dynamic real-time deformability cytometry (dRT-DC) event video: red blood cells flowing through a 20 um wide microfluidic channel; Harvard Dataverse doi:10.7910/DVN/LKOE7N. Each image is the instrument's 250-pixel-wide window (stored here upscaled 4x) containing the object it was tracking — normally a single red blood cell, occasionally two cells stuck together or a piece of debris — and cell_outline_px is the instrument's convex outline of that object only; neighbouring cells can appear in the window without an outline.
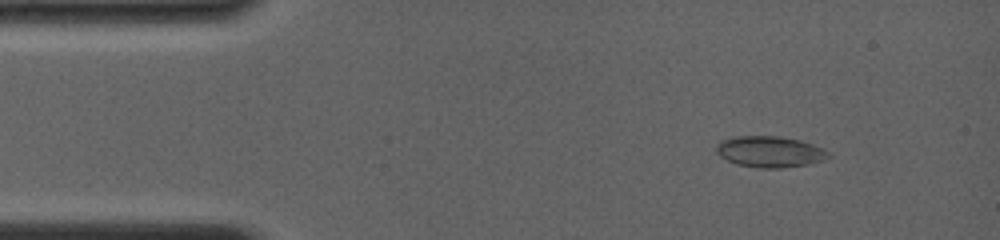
{"species": "common noctule bat (a hibernating species)", "species_latin": "Nyctalus noctula", "temperature_condition": "room temperature", "stored_images_in_passage": 6, "camera_frame_rate_fps": 4000, "um_per_image_px": 0.085, "animal": {"sex": "female", "body_mass_g": 19.0, "forearm_length_mm": 56.7}, "frame": {"image": 1, "passage_image": 2, "time_ms": 1.0, "image_size_px": [1000, 240], "cell_outline_px": [[832, 156], [824, 160], [808, 164], [780, 168], [760, 168], [736, 164], [720, 156], [716, 152], [716, 144], [720, 140], [732, 136], [776, 136], [800, 140], [824, 148]], "centroid_in_image_um": [65.43, 12.89], "position_along_channel_um": 19.6, "area_um2": 20.46}}
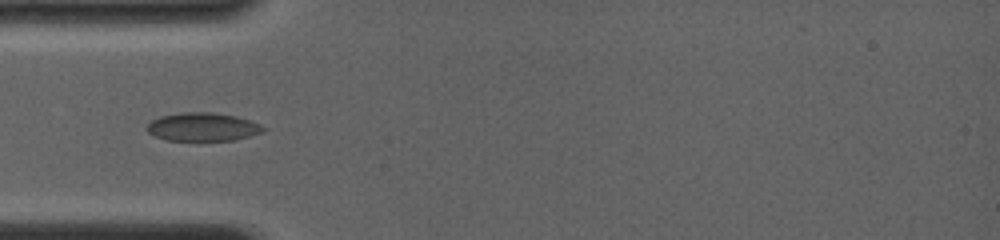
{"frame": {"image": 2, "passage_image": 5, "time_ms": 4.0, "image_size_px": [1000, 240], "cell_outline_px": [[268, 128], [264, 132], [232, 140], [196, 144], [168, 140], [156, 136], [148, 132], [144, 128], [152, 120], [160, 116], [184, 112], [212, 112], [236, 116], [260, 124]], "centroid_in_image_um": [17.22, 10.84], "position_along_channel_um": 67.8, "area_um2": 20.06}}
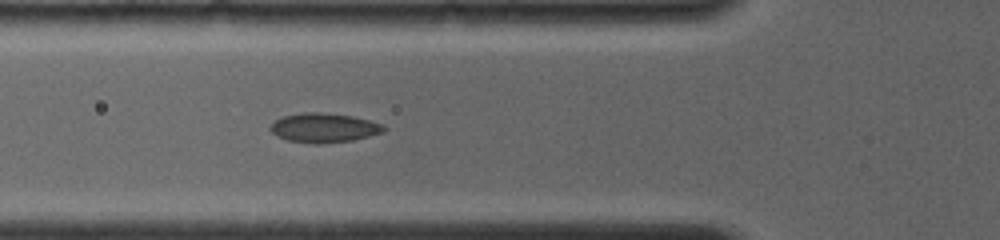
{"frame": {"image": 3, "passage_image": 6, "time_ms": 4.75, "image_size_px": [1000, 240], "cell_outline_px": [[388, 128], [384, 132], [352, 140], [320, 144], [312, 144], [288, 140], [276, 136], [268, 128], [276, 120], [284, 116], [304, 112], [320, 112], [352, 116], [384, 124]], "centroid_in_image_um": [27.55, 10.87], "position_along_channel_um": 98.3, "area_um2": 19.42}}